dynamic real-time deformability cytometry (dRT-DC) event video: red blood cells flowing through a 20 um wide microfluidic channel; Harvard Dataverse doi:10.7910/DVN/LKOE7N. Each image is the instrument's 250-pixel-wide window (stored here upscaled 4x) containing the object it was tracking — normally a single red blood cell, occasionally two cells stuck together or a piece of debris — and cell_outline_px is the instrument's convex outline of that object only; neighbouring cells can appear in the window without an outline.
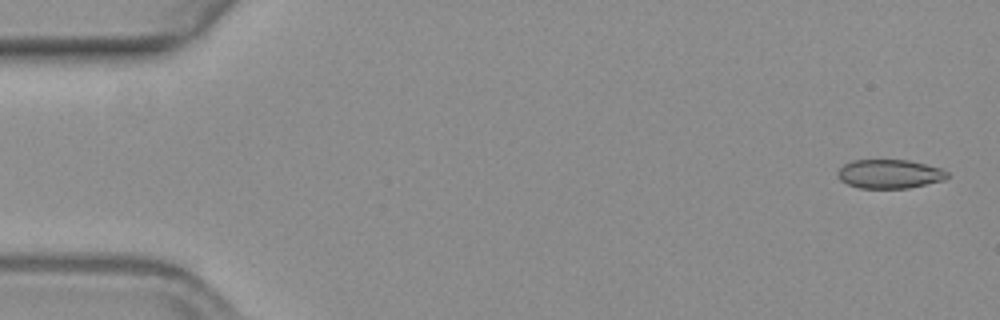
{"species": "common noctule bat (a hibernating species)", "species_latin": "Nyctalus noctula", "temperature_condition": "warm", "stored_images_in_passage": 48, "camera_frame_rate_fps": 3000, "um_per_image_px": 0.085, "animal": {"sex": "female", "body_mass_g": 19.3, "forearm_length_mm": 54.1}, "frame": {"image": 1, "passage_image": 1, "time_ms": 0.0, "image_size_px": [1000, 320], "cell_outline_px": [[948, 176], [944, 180], [908, 188], [860, 188], [848, 184], [840, 180], [840, 168], [844, 164], [852, 160], [908, 160], [940, 168], [948, 172]], "centroid_in_image_um": [75.63, 14.78], "position_along_channel_um": 9.4, "area_um2": 18.21}}
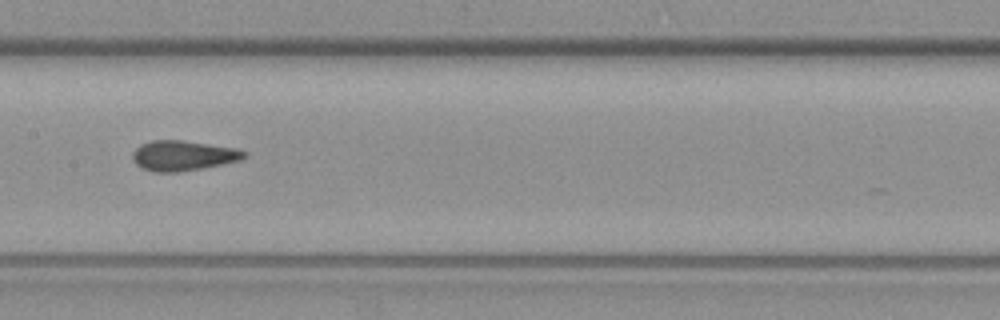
{"frame": {"image": 2, "passage_image": 27, "time_ms": 8.667, "image_size_px": [1000, 320], "cell_outline_px": [[248, 156], [240, 160], [180, 172], [152, 172], [140, 168], [132, 160], [132, 152], [140, 144], [152, 140], [180, 140], [240, 148], [248, 152]], "centroid_in_image_um": [15.56, 13.22], "position_along_channel_um": 191.8, "area_um2": 19.83}}
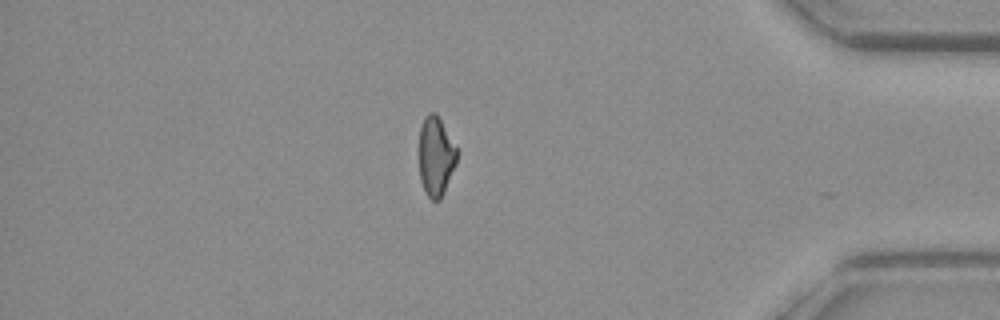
{"frame": {"image": 3, "passage_image": 47, "time_ms": 15.333, "image_size_px": [1000, 320], "cell_outline_px": [[456, 164], [444, 192], [440, 200], [432, 200], [428, 196], [420, 180], [420, 124], [424, 116], [428, 112], [436, 112], [456, 148]], "centroid_in_image_um": [37.03, 13.27], "position_along_channel_um": 398.2, "area_um2": 17.22}, "authors_computed_cell_mechanics": {"area_um2": 19.363, "velocity_mm_per_s": 3.6519, "shape_relaxation_time_tau1_ms": 11.1099, "shape_relaxation_time_tau2_ms": 1.7177, "deformation_change_tau1": 0.1769, "deformation_change_tau2": 0.0509}}